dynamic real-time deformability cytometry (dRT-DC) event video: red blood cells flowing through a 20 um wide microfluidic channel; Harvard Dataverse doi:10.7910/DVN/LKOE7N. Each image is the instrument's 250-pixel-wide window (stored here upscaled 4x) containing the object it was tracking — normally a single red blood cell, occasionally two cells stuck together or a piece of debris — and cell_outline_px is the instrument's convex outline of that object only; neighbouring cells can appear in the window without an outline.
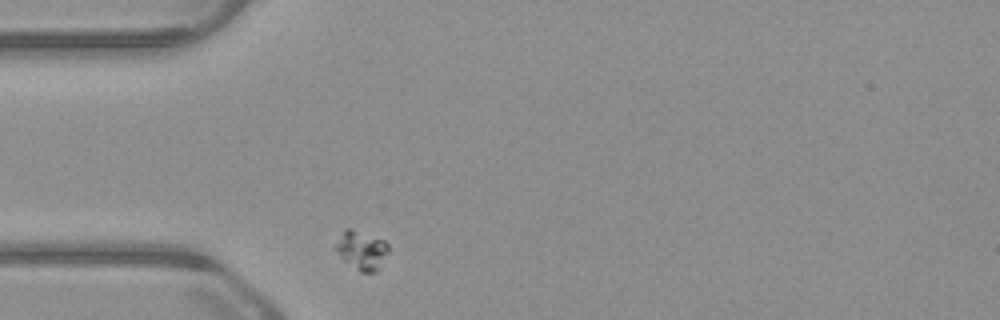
{"species": "common noctule bat (a hibernating species)", "species_latin": "Nyctalus noctula", "temperature_condition": "warm", "stored_images_in_passage": 32, "camera_frame_rate_fps": 3000, "um_per_image_px": 0.085, "animal": {"sex": "male", "body_mass_g": 23.1, "forearm_length_mm": 52.7}, "frame": {"image": 1, "passage_image": 1, "time_ms": 0.0, "image_size_px": [1000, 320], "cell_outline_px": [[388, 252], [380, 268], [376, 272], [360, 272], [344, 260], [340, 256], [336, 248], [336, 244], [344, 228], [352, 228], [384, 240], [388, 244]], "centroid_in_image_um": [30.77, 21.26], "position_along_channel_um": 54.2, "area_um2": 11.85}}
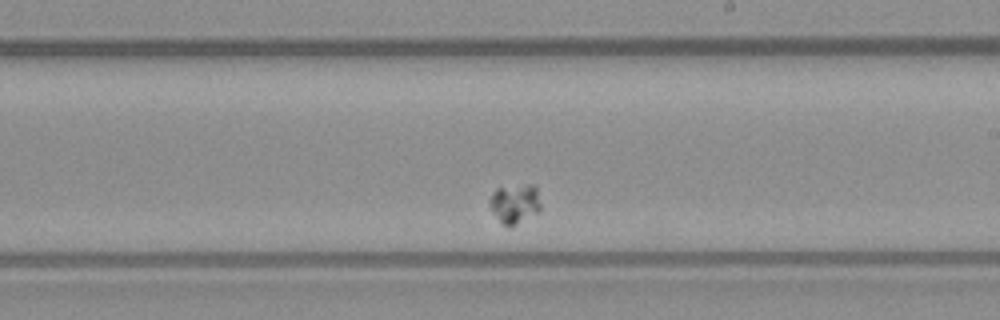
{"frame": {"image": 2, "passage_image": 19, "time_ms": 6.0, "image_size_px": [1000, 320], "cell_outline_px": [[540, 212], [508, 228], [500, 224], [492, 212], [488, 204], [488, 200], [492, 192], [496, 188], [528, 184], [536, 184], [540, 204]], "centroid_in_image_um": [43.73, 17.32], "position_along_channel_um": 245.3, "area_um2": 12.14}}
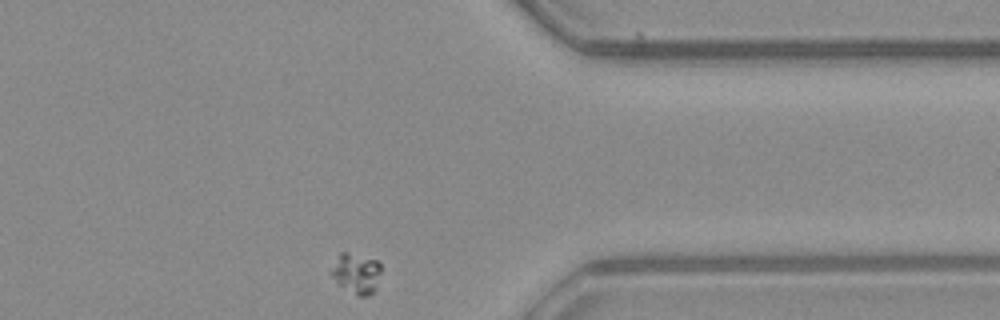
{"frame": {"image": 3, "passage_image": 32, "time_ms": 10.333, "image_size_px": [1000, 320], "cell_outline_px": [[380, 272], [376, 288], [368, 296], [356, 296], [340, 284], [328, 272], [340, 252], [348, 252], [376, 260], [380, 264]], "centroid_in_image_um": [30.27, 23.22], "position_along_channel_um": 381.1, "area_um2": 11.62}}